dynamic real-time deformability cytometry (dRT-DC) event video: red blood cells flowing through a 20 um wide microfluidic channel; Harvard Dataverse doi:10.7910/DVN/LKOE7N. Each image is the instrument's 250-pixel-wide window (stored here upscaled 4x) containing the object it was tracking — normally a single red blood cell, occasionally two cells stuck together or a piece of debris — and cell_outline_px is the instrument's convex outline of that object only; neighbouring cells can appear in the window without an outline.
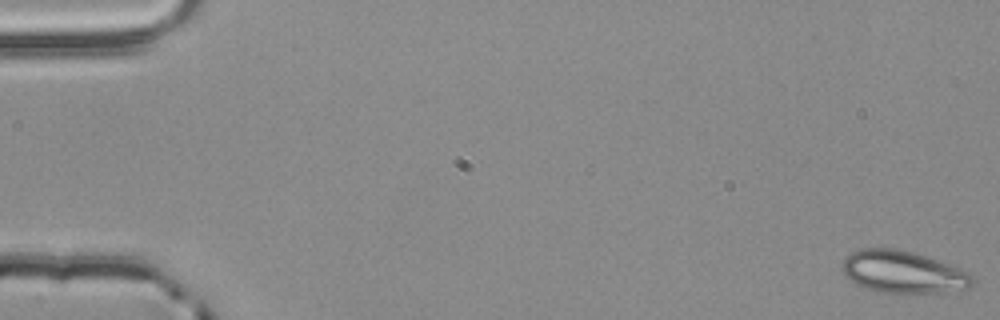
{"species": "common noctule bat (a hibernating species)", "species_latin": "Nyctalus noctula", "temperature_condition": "room temperature", "stored_images_in_passage": 4, "camera_frame_rate_fps": 3000, "um_per_image_px": 0.085, "animal": {"sex": "male", "body_mass_g": 20.4}, "frame": {"image": 1, "passage_image": 1, "time_ms": 0.0, "image_size_px": [1000, 320], "cell_outline_px": [[972, 284], [968, 288], [904, 296], [880, 292], [868, 288], [844, 276], [840, 268], [840, 264], [852, 252], [860, 248], [892, 248], [912, 252], [948, 264], [972, 276]], "centroid_in_image_um": [76.68, 23.15], "position_along_channel_um": 8.3, "area_um2": 31.96}}